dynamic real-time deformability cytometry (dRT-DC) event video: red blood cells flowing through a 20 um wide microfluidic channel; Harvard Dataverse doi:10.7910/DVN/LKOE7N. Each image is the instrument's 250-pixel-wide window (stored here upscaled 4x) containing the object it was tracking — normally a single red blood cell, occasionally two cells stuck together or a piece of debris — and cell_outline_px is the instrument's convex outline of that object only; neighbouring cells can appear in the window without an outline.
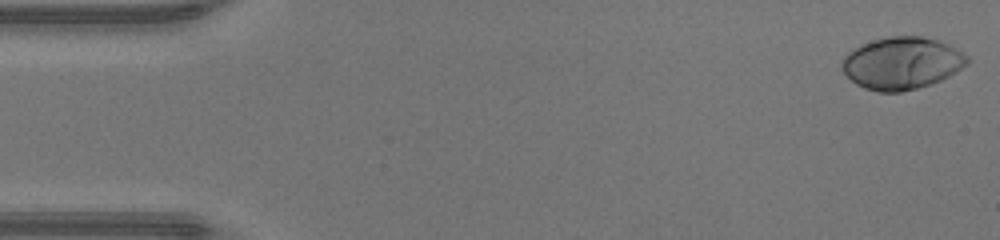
{"species": "human", "species_latin": "Homo sapiens", "temperature_condition": "warm", "stored_images_in_passage": 47, "camera_frame_rate_fps": 3000, "um_per_image_px": 0.085, "donor": {"sex": "male"}, "frame": {"image": 1, "passage_image": 1, "time_ms": 0.0, "image_size_px": [1000, 240], "cell_outline_px": [[968, 64], [948, 76], [940, 80], [916, 88], [900, 92], [876, 92], [864, 88], [856, 84], [844, 72], [840, 64], [844, 56], [852, 48], [872, 40], [888, 36], [920, 36], [936, 40], [948, 44], [956, 48], [968, 56]], "centroid_in_image_um": [76.62, 5.36], "position_along_channel_um": 8.4, "area_um2": 38.03}}
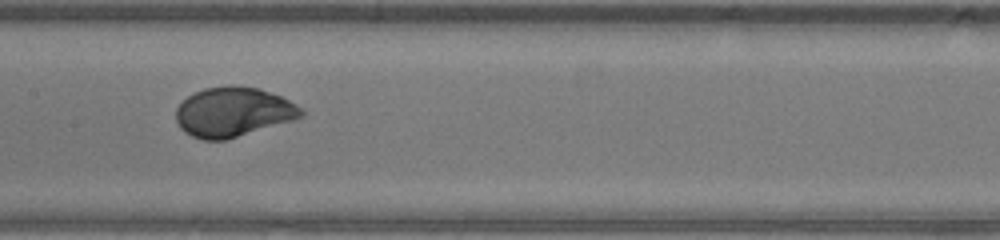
{"frame": {"image": 2, "passage_image": 23, "time_ms": 7.333, "image_size_px": [1000, 240], "cell_outline_px": [[304, 116], [292, 120], [224, 140], [204, 140], [192, 136], [184, 132], [180, 128], [176, 120], [176, 108], [188, 96], [204, 88], [228, 84], [232, 84], [260, 88], [280, 96], [296, 104], [304, 112]], "centroid_in_image_um": [19.8, 9.5], "position_along_channel_um": 187.6, "area_um2": 36.07}}
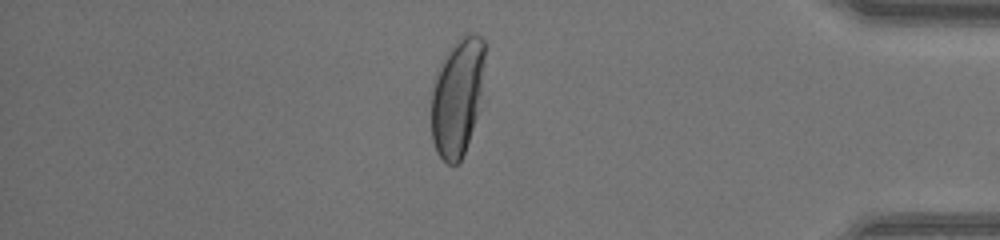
{"frame": {"image": 3, "passage_image": 40, "time_ms": 13.0, "image_size_px": [1000, 240], "cell_outline_px": [[484, 60], [480, 92], [476, 116], [464, 152], [460, 160], [456, 164], [448, 164], [436, 152], [432, 140], [432, 88], [436, 72], [444, 56], [456, 40], [464, 32], [472, 32], [480, 36], [484, 40]], "centroid_in_image_um": [38.84, 8.19], "position_along_channel_um": 396.4, "area_um2": 36.24}, "authors_computed_cell_mechanics": {"area_um2": 36.3562, "velocity_mm_per_s": 4.3379, "shape_relaxation_time_tau1_ms": 2.7578, "shape_relaxation_time_tau2_ms": null, "deformation_change_tau1": 0.1938, "deformation_change_tau2": null}}